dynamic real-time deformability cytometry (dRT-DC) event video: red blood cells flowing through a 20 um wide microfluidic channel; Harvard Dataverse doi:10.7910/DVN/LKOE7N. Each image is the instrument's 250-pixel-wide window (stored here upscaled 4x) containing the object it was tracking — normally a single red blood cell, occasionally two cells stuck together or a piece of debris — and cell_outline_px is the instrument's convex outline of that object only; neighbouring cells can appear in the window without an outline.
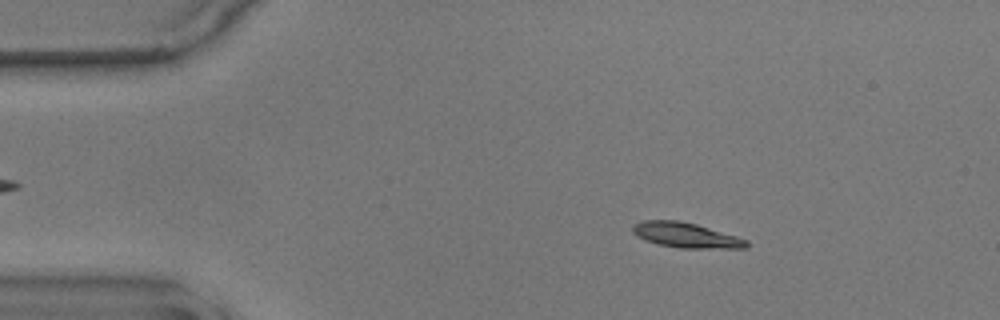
{"species": "common noctule bat (a hibernating species)", "species_latin": "Nyctalus noctula", "temperature_condition": "warm", "stored_images_in_passage": 57, "camera_frame_rate_fps": 3000, "um_per_image_px": 0.085, "animal": {"sex": "male", "body_mass_g": 17.9}, "frame": {"image": 1, "passage_image": 9, "time_ms": 2.667, "image_size_px": [1000, 320], "cell_outline_px": [[748, 244], [744, 248], [680, 248], [660, 244], [648, 240], [632, 232], [632, 224], [644, 220], [676, 220], [696, 224], [736, 236], [748, 240]], "centroid_in_image_um": [58.31, 19.98], "position_along_channel_um": 26.7, "area_um2": 16.3}}
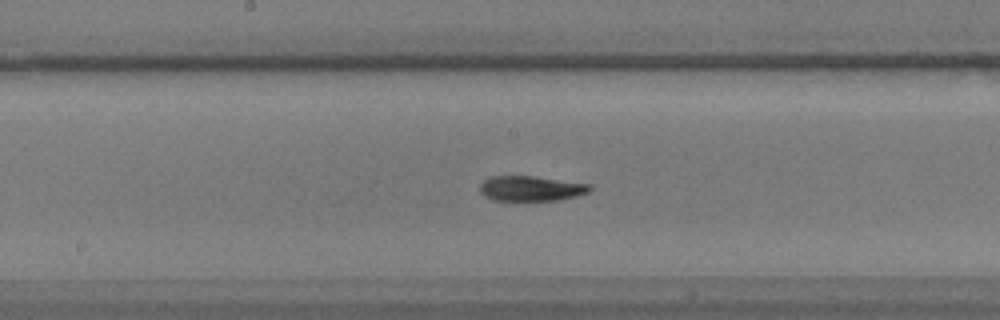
{"frame": {"image": 2, "passage_image": 29, "time_ms": 9.333, "image_size_px": [1000, 320], "cell_outline_px": [[592, 188], [588, 192], [576, 196], [556, 200], [492, 200], [484, 196], [480, 192], [480, 184], [484, 180], [492, 176], [532, 176], [588, 184]], "centroid_in_image_um": [45.08, 16.02], "position_along_channel_um": 203.1, "area_um2": 15.84}}
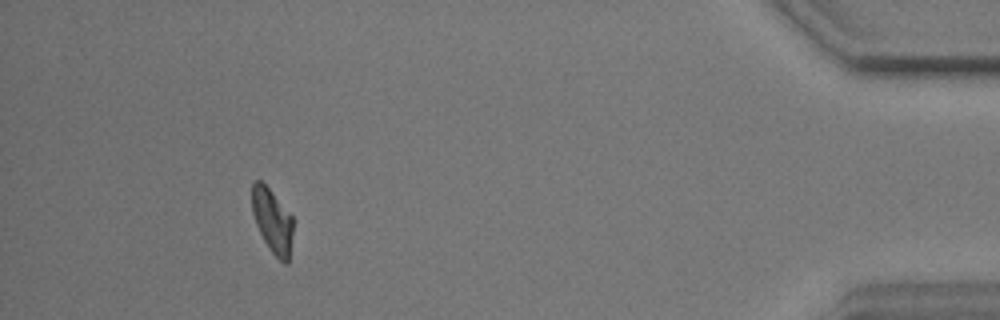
{"frame": {"image": 3, "passage_image": 52, "time_ms": 17.0, "image_size_px": [1000, 320], "cell_outline_px": [[292, 232], [288, 264], [284, 264], [272, 252], [264, 240], [256, 224], [252, 212], [252, 184], [256, 180], [260, 180], [272, 192], [292, 216]], "centroid_in_image_um": [23.14, 18.77], "position_along_channel_um": 412.1, "area_um2": 15.03}, "authors_computed_cell_mechanics": {"area_um2": 16.184, "velocity_mm_per_s": 3.5311, "shape_relaxation_time_tau1_ms": 5.9076, "shape_relaxation_time_tau2_ms": 2.0626, "deformation_change_tau1": 0.202, "deformation_change_tau2": 0.0739}}